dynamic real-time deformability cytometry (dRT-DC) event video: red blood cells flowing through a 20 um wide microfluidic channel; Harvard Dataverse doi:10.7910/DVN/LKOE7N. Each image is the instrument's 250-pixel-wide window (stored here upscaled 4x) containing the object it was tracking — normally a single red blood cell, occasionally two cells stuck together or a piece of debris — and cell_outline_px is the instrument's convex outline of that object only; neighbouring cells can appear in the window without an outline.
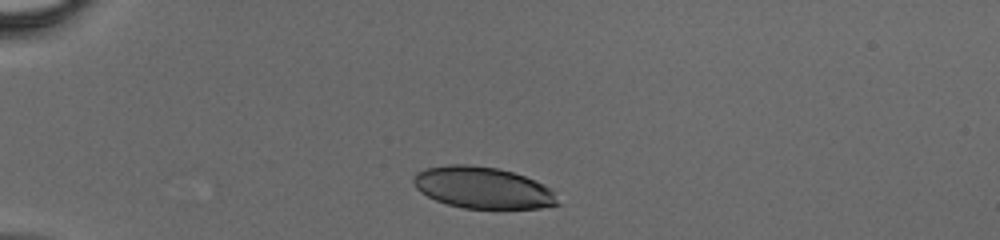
{"species": "human", "species_latin": "Homo sapiens", "temperature_condition": "cold", "stored_images_in_passage": 31, "camera_frame_rate_fps": 3000, "um_per_image_px": 0.085, "donor": {"sex": "male"}, "frame": {"image": 1, "passage_image": 1, "time_ms": 0.0, "image_size_px": [1000, 240], "cell_outline_px": [[560, 204], [540, 208], [464, 208], [448, 204], [436, 200], [420, 192], [416, 188], [412, 180], [412, 176], [416, 172], [424, 168], [452, 164], [468, 164], [496, 168], [512, 172], [524, 176], [544, 184], [552, 192]], "centroid_in_image_um": [40.98, 15.94], "position_along_channel_um": 44.0, "area_um2": 34.74}}
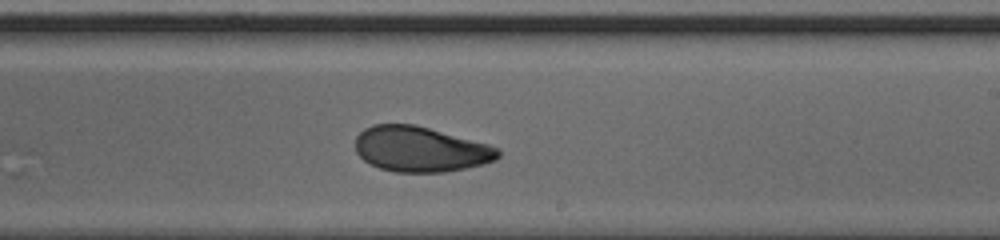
{"frame": {"image": 2, "passage_image": 18, "time_ms": 5.667, "image_size_px": [1000, 240], "cell_outline_px": [[500, 156], [496, 160], [484, 164], [444, 172], [396, 172], [380, 168], [364, 160], [356, 152], [356, 136], [364, 128], [372, 124], [416, 124], [488, 144], [500, 148]], "centroid_in_image_um": [35.75, 12.67], "position_along_channel_um": 253.3, "area_um2": 37.74}}
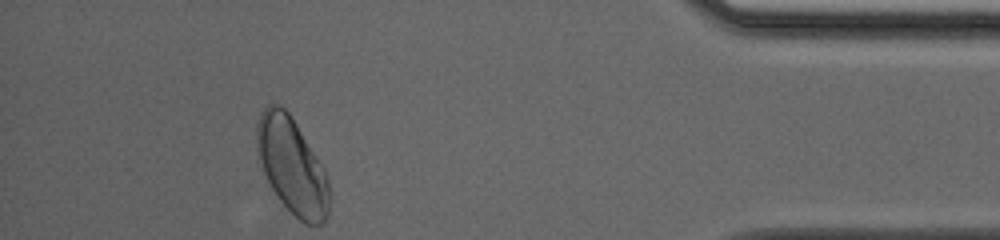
{"frame": {"image": 3, "passage_image": 31, "time_ms": 10.0, "image_size_px": [1000, 240], "cell_outline_px": [[328, 216], [320, 224], [304, 224], [280, 200], [272, 188], [264, 172], [256, 152], [256, 124], [260, 112], [268, 104], [276, 104], [284, 108], [288, 112], [296, 124], [324, 168], [328, 180]], "centroid_in_image_um": [24.79, 14.07], "position_along_channel_um": 410.4, "area_um2": 40.0}}